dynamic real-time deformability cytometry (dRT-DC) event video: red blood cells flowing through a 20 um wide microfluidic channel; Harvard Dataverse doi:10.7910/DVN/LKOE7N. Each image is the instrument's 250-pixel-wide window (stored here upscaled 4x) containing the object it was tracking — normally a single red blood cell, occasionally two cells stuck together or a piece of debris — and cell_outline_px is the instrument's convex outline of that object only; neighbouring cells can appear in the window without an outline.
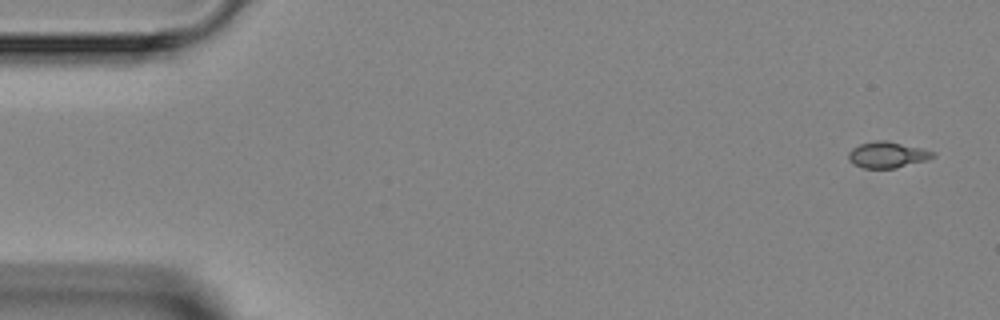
{"species": "Egyptian fruit bat (a non-hibernating species)", "species_latin": "Rousettus aegyptiacus", "temperature_condition": "room temperature", "stored_images_in_passage": 5, "camera_frame_rate_fps": 3000, "um_per_image_px": 0.085, "animal": {"sex": "female"}, "frame": {"image": 1, "passage_image": 1, "time_ms": 0.0, "image_size_px": [1000, 320], "cell_outline_px": [[936, 156], [928, 160], [896, 168], [864, 168], [852, 164], [848, 160], [848, 152], [852, 148], [860, 144], [876, 140], [884, 140], [920, 148], [936, 152]], "centroid_in_image_um": [75.42, 13.17], "position_along_channel_um": 9.6, "area_um2": 12.89}}
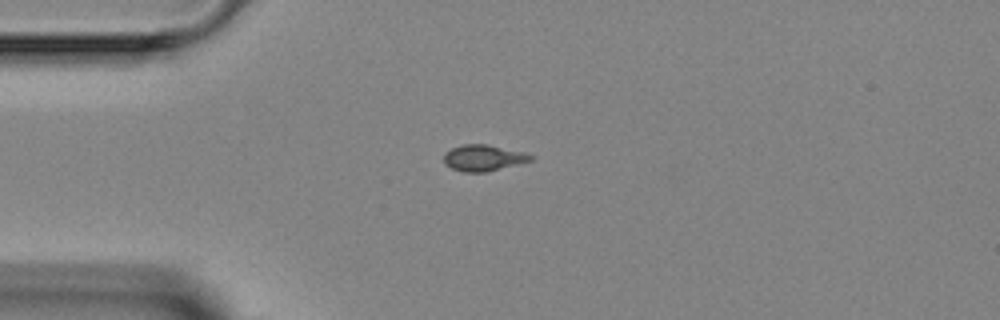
{"frame": {"image": 2, "passage_image": 4, "time_ms": 3.333, "image_size_px": [1000, 320], "cell_outline_px": [[536, 156], [532, 160], [488, 172], [464, 172], [452, 168], [444, 164], [444, 152], [460, 144], [488, 144], [524, 152]], "centroid_in_image_um": [41.09, 13.41], "position_along_channel_um": 43.9, "area_um2": 13.41}}